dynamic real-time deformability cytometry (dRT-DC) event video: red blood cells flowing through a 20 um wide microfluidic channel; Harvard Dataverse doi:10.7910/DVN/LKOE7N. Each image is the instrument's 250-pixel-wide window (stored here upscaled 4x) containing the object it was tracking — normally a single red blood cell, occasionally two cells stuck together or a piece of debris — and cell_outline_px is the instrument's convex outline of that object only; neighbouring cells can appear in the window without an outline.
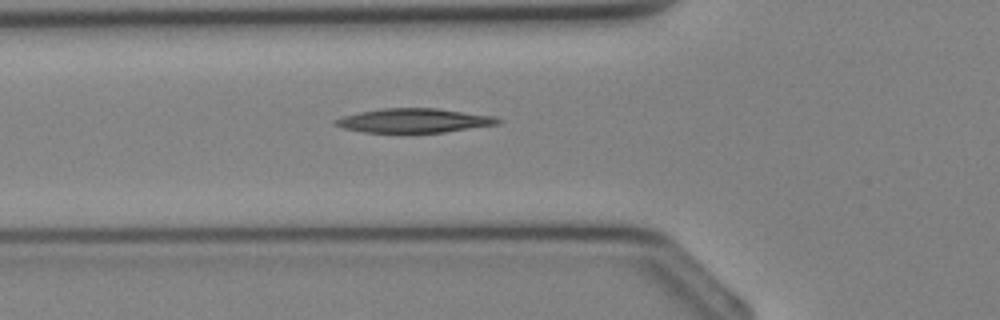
{"species": "Egyptian fruit bat (a non-hibernating species)", "species_latin": "Rousettus aegyptiacus", "temperature_condition": "cold", "stored_images_in_passage": 31, "camera_frame_rate_fps": 3000, "um_per_image_px": 0.085, "animal": {"sex": "female"}, "frame": {"image": 1, "passage_image": 9, "time_ms": 2.667, "image_size_px": [1000, 320], "cell_outline_px": [[504, 120], [500, 124], [444, 132], [364, 132], [344, 128], [332, 124], [332, 120], [344, 116], [360, 112], [380, 108], [436, 108], [496, 116]], "centroid_in_image_um": [35.22, 10.24], "position_along_channel_um": 90.6, "area_um2": 22.95}}
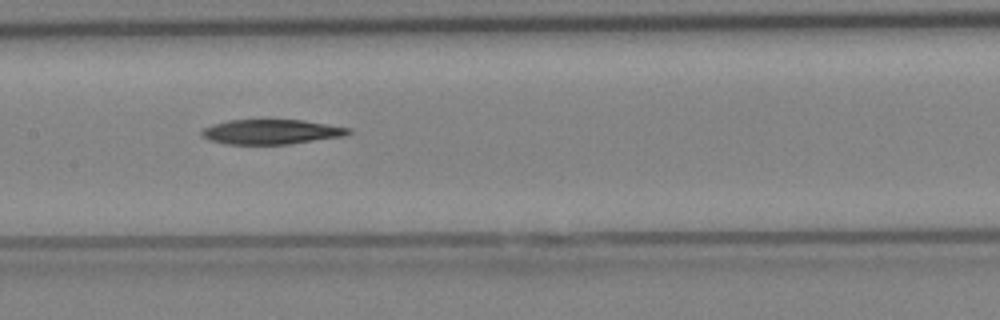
{"frame": {"image": 2, "passage_image": 14, "time_ms": 4.333, "image_size_px": [1000, 320], "cell_outline_px": [[352, 132], [348, 136], [288, 144], [224, 144], [208, 140], [200, 136], [200, 132], [204, 128], [212, 124], [228, 120], [300, 120], [352, 128]], "centroid_in_image_um": [23.06, 11.21], "position_along_channel_um": 184.3, "area_um2": 21.39}}
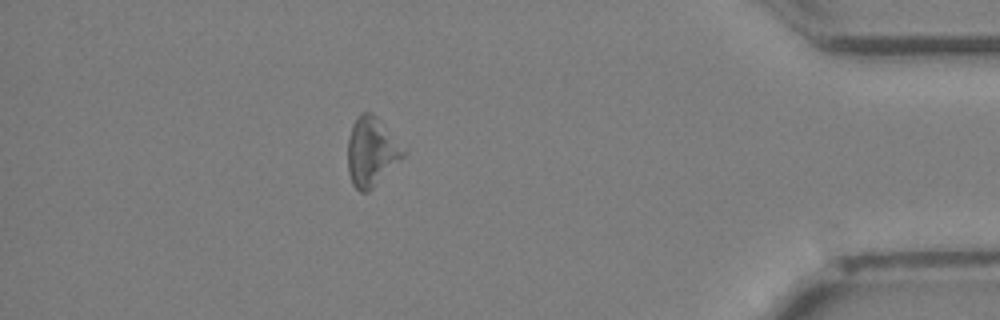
{"frame": {"image": 3, "passage_image": 28, "time_ms": 9.0, "image_size_px": [1000, 320], "cell_outline_px": [[408, 152], [368, 192], [360, 192], [352, 184], [348, 172], [348, 136], [352, 124], [360, 112], [372, 112], [376, 116]], "centroid_in_image_um": [31.56, 12.88], "position_along_channel_um": 403.6, "area_um2": 22.25}}